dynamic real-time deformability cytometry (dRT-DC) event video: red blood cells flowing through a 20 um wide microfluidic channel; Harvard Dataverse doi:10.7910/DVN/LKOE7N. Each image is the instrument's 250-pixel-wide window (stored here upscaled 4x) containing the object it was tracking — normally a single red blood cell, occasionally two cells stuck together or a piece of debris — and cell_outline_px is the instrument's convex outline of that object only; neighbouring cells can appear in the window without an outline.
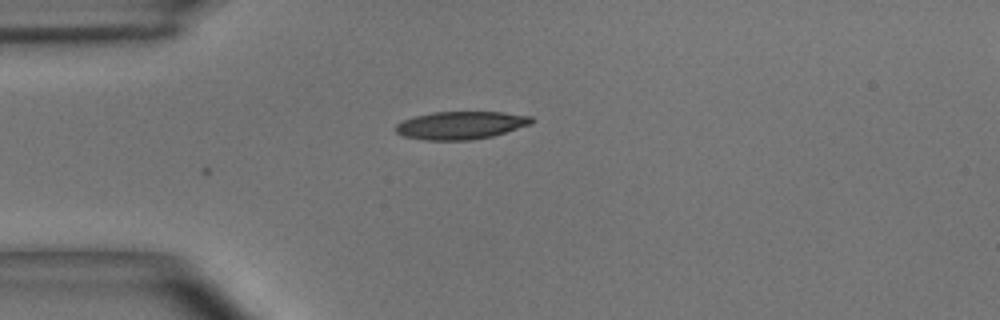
{"species": "common noctule bat (a hibernating species)", "species_latin": "Nyctalus noctula", "temperature_condition": "room temperature", "stored_images_in_passage": 2, "camera_frame_rate_fps": 3000, "um_per_image_px": 0.085, "animal": {"sex": "male", "body_mass_g": 15.6}, "frame": {"image": 1, "passage_image": 2, "time_ms": 0.333, "image_size_px": [1000, 320], "cell_outline_px": [[536, 120], [532, 124], [492, 136], [472, 140], [424, 140], [404, 136], [396, 132], [396, 124], [404, 120], [416, 116], [432, 112], [504, 112], [532, 116]], "centroid_in_image_um": [39.21, 10.64], "position_along_channel_um": 45.8, "area_um2": 22.08}}